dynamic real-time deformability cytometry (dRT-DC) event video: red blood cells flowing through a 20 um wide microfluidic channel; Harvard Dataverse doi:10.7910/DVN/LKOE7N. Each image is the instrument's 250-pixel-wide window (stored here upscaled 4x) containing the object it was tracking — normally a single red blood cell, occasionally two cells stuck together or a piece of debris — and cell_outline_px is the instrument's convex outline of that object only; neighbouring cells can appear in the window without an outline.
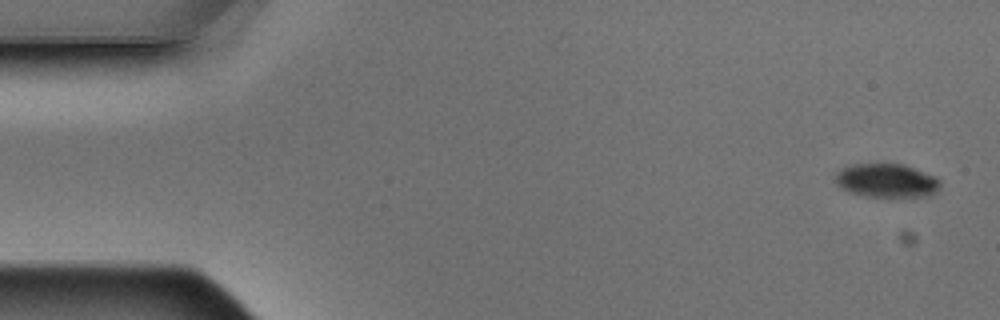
{"species": "Egyptian fruit bat (a non-hibernating species)", "species_latin": "Rousettus aegyptiacus", "temperature_condition": "warm", "stored_images_in_passage": 5, "camera_frame_rate_fps": 3000, "um_per_image_px": 0.085, "animal": {"sex": "male"}, "frame": {"image": 1, "passage_image": 1, "time_ms": 0.0, "image_size_px": [1000, 320], "cell_outline_px": [[940, 184], [936, 196], [864, 196], [848, 192], [840, 188], [836, 184], [836, 172], [840, 168], [852, 164], [904, 164], [936, 176], [940, 180]], "centroid_in_image_um": [75.37, 15.35], "position_along_channel_um": 9.6, "area_um2": 20.87}}
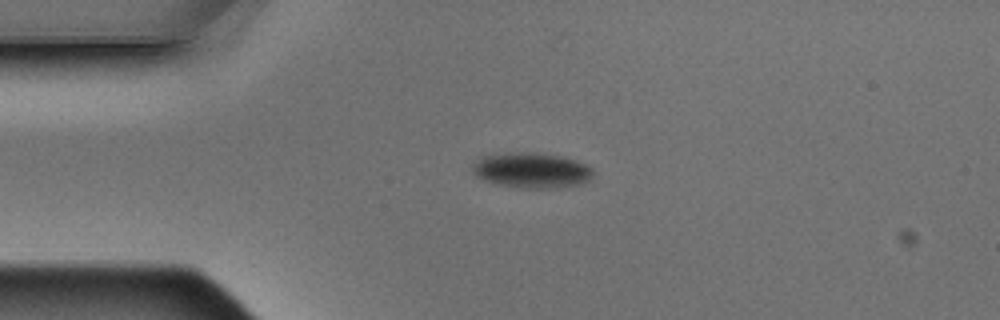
{"frame": {"image": 2, "passage_image": 4, "time_ms": 1.0, "image_size_px": [1000, 320], "cell_outline_px": [[592, 176], [588, 180], [576, 184], [556, 188], [536, 188], [504, 184], [488, 180], [472, 172], [472, 164], [480, 156], [560, 156], [584, 164], [592, 168]], "centroid_in_image_um": [45.23, 14.53], "position_along_channel_um": 39.8, "area_um2": 22.6}}